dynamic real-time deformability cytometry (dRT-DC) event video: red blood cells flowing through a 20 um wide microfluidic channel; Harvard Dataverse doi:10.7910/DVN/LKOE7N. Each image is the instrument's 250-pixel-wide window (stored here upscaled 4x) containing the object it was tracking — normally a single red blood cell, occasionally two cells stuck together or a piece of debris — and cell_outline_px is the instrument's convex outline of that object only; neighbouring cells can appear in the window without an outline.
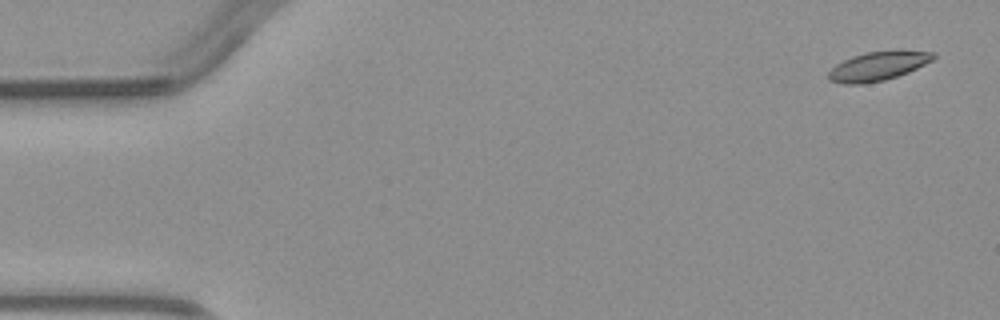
{"species": "common noctule bat (a hibernating species)", "species_latin": "Nyctalus noctula", "temperature_condition": "warm", "stored_images_in_passage": 5, "camera_frame_rate_fps": 3000, "um_per_image_px": 0.085, "animal": {"sex": "male", "body_mass_g": 23.1, "forearm_length_mm": 52.7}, "frame": {"image": 1, "passage_image": 1, "time_ms": 0.0, "image_size_px": [1000, 320], "cell_outline_px": [[936, 56], [932, 60], [908, 72], [884, 80], [864, 84], [844, 84], [828, 80], [828, 72], [836, 64], [852, 56], [868, 52], [900, 48], [936, 52]], "centroid_in_image_um": [74.67, 5.58], "position_along_channel_um": 10.3, "area_um2": 18.09}}
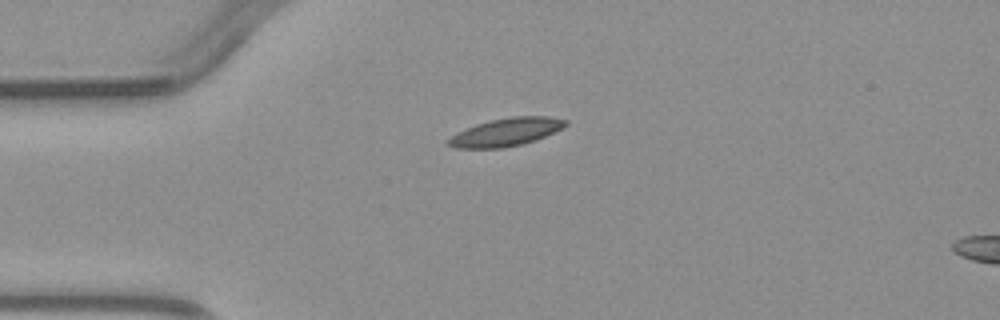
{"frame": {"image": 2, "passage_image": 4, "time_ms": 3.333, "image_size_px": [1000, 320], "cell_outline_px": [[568, 124], [536, 140], [524, 144], [504, 148], [456, 148], [444, 144], [444, 140], [456, 132], [476, 124], [492, 120], [512, 116], [548, 116], [568, 120]], "centroid_in_image_um": [42.94, 11.24], "position_along_channel_um": 42.1, "area_um2": 19.25}}